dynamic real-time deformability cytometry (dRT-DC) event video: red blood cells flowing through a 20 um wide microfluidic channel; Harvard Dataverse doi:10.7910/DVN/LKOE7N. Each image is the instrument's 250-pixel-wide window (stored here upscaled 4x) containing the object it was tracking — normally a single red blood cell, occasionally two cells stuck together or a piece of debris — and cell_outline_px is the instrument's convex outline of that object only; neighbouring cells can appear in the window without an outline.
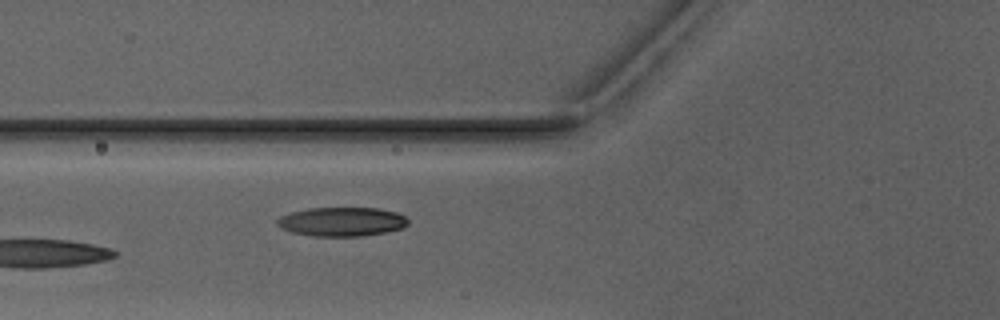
{"species": "Egyptian fruit bat (a non-hibernating species)", "species_latin": "Rousettus aegyptiacus", "temperature_condition": "warm", "stored_images_in_passage": 5, "camera_frame_rate_fps": 3000, "um_per_image_px": 0.085, "animal": {"sex": "male"}, "frame": {"image": 1, "passage_image": 5, "time_ms": 6.0, "image_size_px": [1000, 320], "cell_outline_px": [[408, 224], [400, 228], [388, 232], [360, 236], [312, 236], [292, 232], [280, 228], [276, 224], [276, 220], [280, 216], [292, 212], [308, 208], [380, 208], [396, 212], [404, 216], [408, 220]], "centroid_in_image_um": [29.03, 18.84], "position_along_channel_um": 96.8, "area_um2": 22.2}}